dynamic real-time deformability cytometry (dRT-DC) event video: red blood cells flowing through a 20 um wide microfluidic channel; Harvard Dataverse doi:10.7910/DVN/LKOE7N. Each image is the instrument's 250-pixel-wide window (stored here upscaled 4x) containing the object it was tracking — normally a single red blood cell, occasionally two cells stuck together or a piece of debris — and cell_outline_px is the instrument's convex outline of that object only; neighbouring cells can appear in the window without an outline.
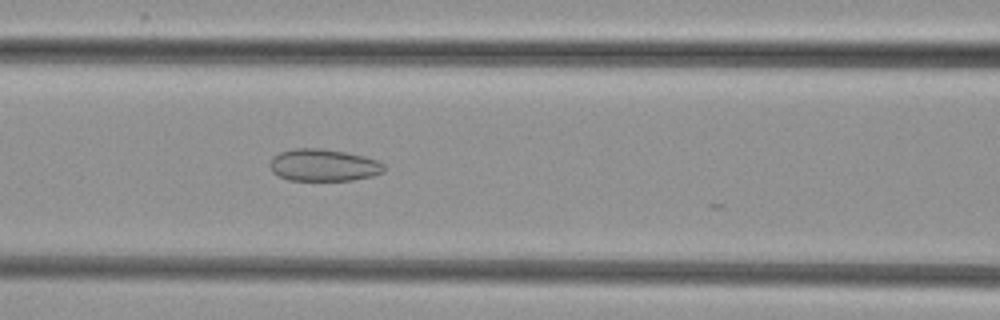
{"species": "common noctule bat (a hibernating species)", "species_latin": "Nyctalus noctula", "temperature_condition": "cold", "stored_images_in_passage": 6, "camera_frame_rate_fps": 3000, "um_per_image_px": 0.085, "animal": {"sex": "female", "body_mass_g": 29.2, "forearm_length_mm": 56.3}, "frame": {"image": 1, "passage_image": 5, "time_ms": 1.333, "image_size_px": [1000, 320], "cell_outline_px": [[384, 172], [372, 176], [352, 180], [288, 180], [272, 172], [268, 164], [272, 156], [280, 152], [296, 148], [320, 148], [344, 152], [364, 156], [376, 160], [384, 164]], "centroid_in_image_um": [27.47, 14.03], "position_along_channel_um": 139.1, "area_um2": 21.39}}